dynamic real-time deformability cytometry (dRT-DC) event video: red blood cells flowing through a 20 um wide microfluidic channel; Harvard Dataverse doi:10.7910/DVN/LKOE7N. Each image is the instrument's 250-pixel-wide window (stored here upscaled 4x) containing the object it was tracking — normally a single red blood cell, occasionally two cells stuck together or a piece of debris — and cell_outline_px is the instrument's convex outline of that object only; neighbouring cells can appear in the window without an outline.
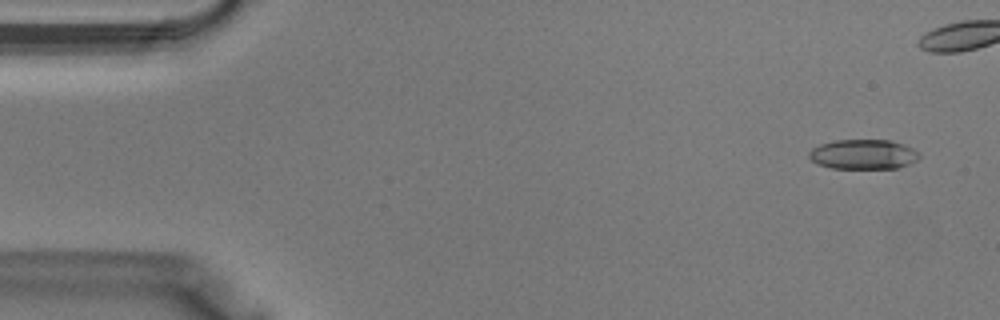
{"species": "Egyptian fruit bat (a non-hibernating species)", "species_latin": "Rousettus aegyptiacus", "temperature_condition": "warm", "stored_images_in_passage": 30, "camera_frame_rate_fps": 3000, "um_per_image_px": 0.085, "animal": {"sex": "male"}, "frame": {"image": 1, "passage_image": 1, "time_ms": 0.0, "image_size_px": [1000, 320], "cell_outline_px": [[920, 156], [916, 160], [908, 164], [896, 168], [832, 168], [820, 164], [812, 160], [808, 156], [808, 152], [812, 148], [820, 144], [836, 140], [888, 140], [912, 148], [920, 152]], "centroid_in_image_um": [73.37, 13.11], "position_along_channel_um": 11.6, "area_um2": 18.9}}
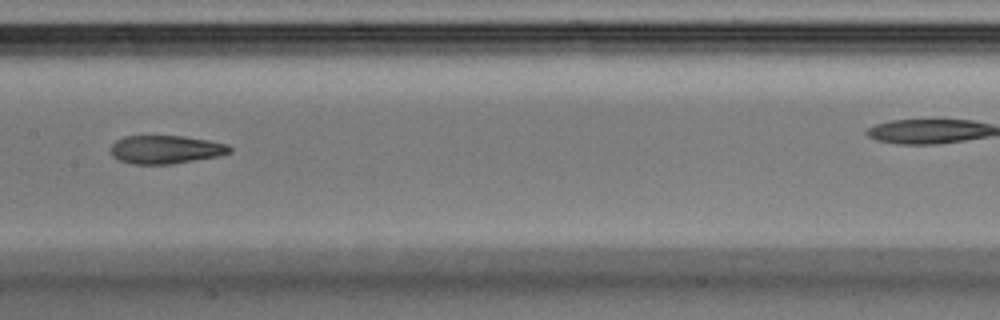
{"frame": {"image": 2, "passage_image": 18, "time_ms": 5.667, "image_size_px": [1000, 320], "cell_outline_px": [[232, 152], [220, 156], [172, 164], [132, 164], [120, 160], [112, 156], [112, 144], [116, 140], [124, 136], [184, 136], [208, 140], [228, 144], [232, 148]], "centroid_in_image_um": [14.13, 12.71], "position_along_channel_um": 193.3, "area_um2": 19.71}}
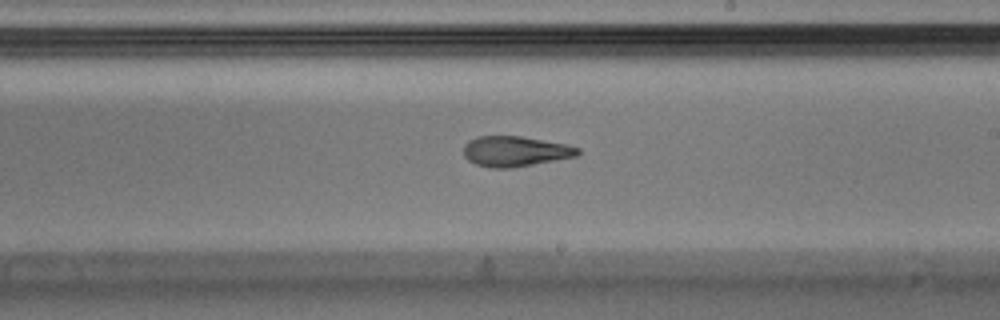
{"frame": {"image": 3, "passage_image": 21, "time_ms": 6.667, "image_size_px": [1000, 320], "cell_outline_px": [[580, 152], [576, 156], [512, 168], [492, 168], [476, 164], [468, 160], [464, 156], [464, 144], [468, 140], [476, 136], [520, 136], [568, 144], [580, 148]], "centroid_in_image_um": [43.78, 12.85], "position_along_channel_um": 245.2, "area_um2": 20.23}}